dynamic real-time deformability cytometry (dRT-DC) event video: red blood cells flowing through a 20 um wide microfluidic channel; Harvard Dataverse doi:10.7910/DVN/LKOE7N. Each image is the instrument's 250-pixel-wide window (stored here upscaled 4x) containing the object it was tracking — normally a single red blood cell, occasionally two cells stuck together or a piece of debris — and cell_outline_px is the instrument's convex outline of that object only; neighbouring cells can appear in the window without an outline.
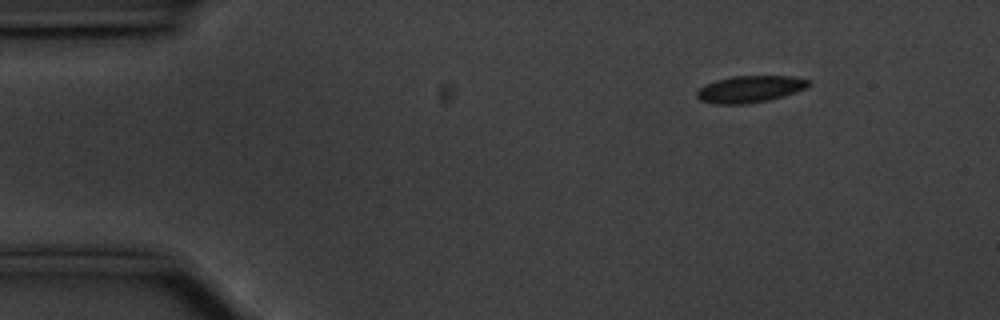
{"species": "common noctule bat (a hibernating species)", "species_latin": "Nyctalus noctula", "temperature_condition": "cold", "stored_images_in_passage": 50, "camera_frame_rate_fps": 3000, "um_per_image_px": 0.085, "animal": {"sex": "male", "body_mass_g": 20.1, "forearm_length_mm": 53.5}, "frame": {"image": 1, "passage_image": 1, "time_ms": 0.0, "image_size_px": [1000, 320], "cell_outline_px": [[812, 84], [804, 88], [784, 96], [768, 100], [744, 104], [716, 104], [700, 100], [696, 96], [696, 92], [704, 84], [716, 80], [732, 76], [792, 76], [812, 80]], "centroid_in_image_um": [63.75, 7.56], "position_along_channel_um": 21.3, "area_um2": 17.51}}
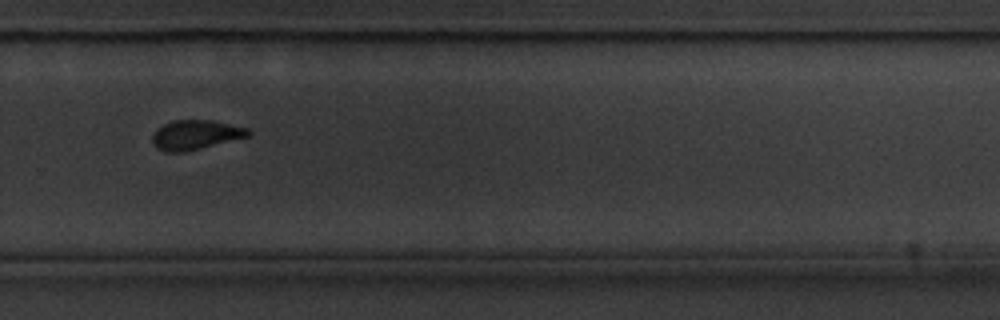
{"frame": {"image": 2, "passage_image": 32, "time_ms": 10.333, "image_size_px": [1000, 320], "cell_outline_px": [[252, 132], [248, 136], [184, 152], [164, 152], [156, 148], [152, 144], [152, 132], [156, 128], [172, 120], [212, 120], [248, 128]], "centroid_in_image_um": [16.56, 11.45], "position_along_channel_um": 313.2, "area_um2": 16.53}}
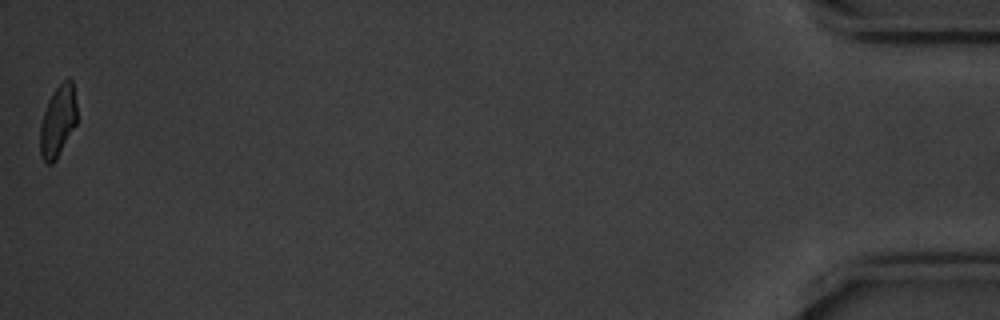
{"frame": {"image": 3, "passage_image": 50, "time_ms": 16.333, "image_size_px": [1000, 320], "cell_outline_px": [[76, 124], [52, 164], [44, 164], [40, 156], [40, 124], [48, 100], [56, 88], [68, 76], [72, 80], [76, 104]], "centroid_in_image_um": [4.9, 10.29], "position_along_channel_um": 430.3, "area_um2": 15.14}, "authors_computed_cell_mechanics": {"area_um2": 17.3978, "velocity_mm_per_s": 3.5462, "shape_relaxation_time_tau1_ms": 2.7972, "shape_relaxation_time_tau2_ms": 1.9082, "deformation_change_tau1": 0.0746, "deformation_change_tau2": 0.0615}}